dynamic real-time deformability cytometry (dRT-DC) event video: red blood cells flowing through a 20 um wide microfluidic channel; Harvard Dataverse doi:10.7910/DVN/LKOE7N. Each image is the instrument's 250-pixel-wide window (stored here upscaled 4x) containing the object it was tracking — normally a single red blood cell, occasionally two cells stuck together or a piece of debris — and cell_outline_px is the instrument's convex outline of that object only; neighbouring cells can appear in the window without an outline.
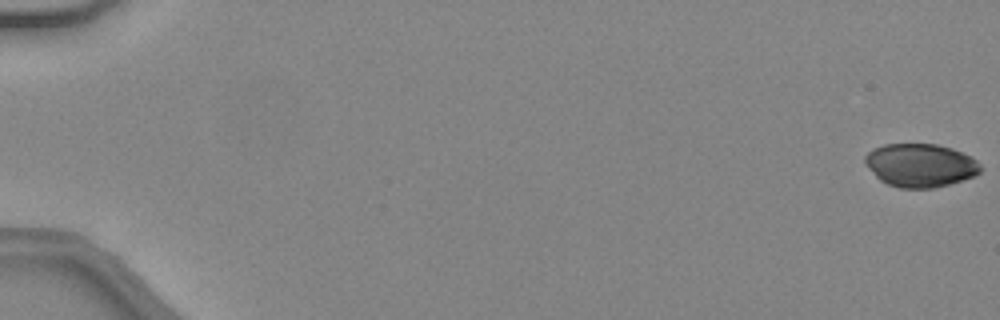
{"species": "common noctule bat (a hibernating species)", "species_latin": "Nyctalus noctula", "temperature_condition": "warm", "stored_images_in_passage": 7, "camera_frame_rate_fps": 3000, "um_per_image_px": 0.085, "animal": {"sex": "female", "body_mass_g": 24.6, "forearm_length_mm": 56.2}, "frame": {"image": 1, "passage_image": 1, "time_ms": 0.0, "image_size_px": [1000, 320], "cell_outline_px": [[980, 172], [976, 176], [948, 184], [932, 188], [900, 188], [888, 184], [880, 180], [864, 164], [864, 156], [872, 148], [884, 144], [936, 144], [952, 148], [976, 160], [980, 164]], "centroid_in_image_um": [78.19, 14.04], "position_along_channel_um": 6.8, "area_um2": 29.13}}